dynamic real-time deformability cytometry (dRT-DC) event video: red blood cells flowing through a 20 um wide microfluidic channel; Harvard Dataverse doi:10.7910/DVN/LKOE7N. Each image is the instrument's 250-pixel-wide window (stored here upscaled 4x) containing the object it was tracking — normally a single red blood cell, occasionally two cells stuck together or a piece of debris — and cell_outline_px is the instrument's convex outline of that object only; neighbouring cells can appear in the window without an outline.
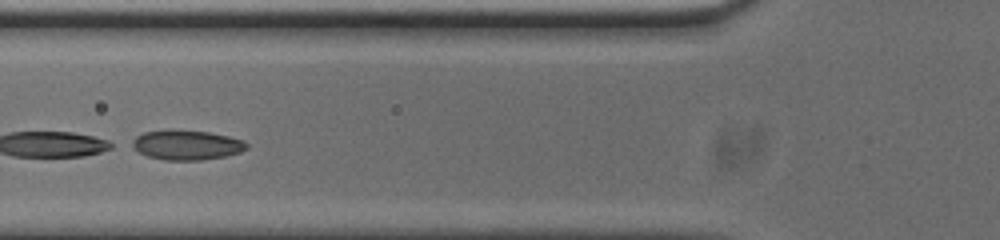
{"species": "common noctule bat (a hibernating species)", "species_latin": "Nyctalus noctula", "temperature_condition": "cold", "stored_images_in_passage": 26, "camera_frame_rate_fps": 3000, "um_per_image_px": 0.085, "animal": {"sex": "male", "body_mass_g": 20.0, "forearm_length_mm": 53.3}, "frame": {"image": 1, "passage_image": 8, "time_ms": 2.333, "image_size_px": [1000, 240], "cell_outline_px": [[248, 148], [240, 152], [224, 156], [200, 160], [164, 160], [148, 156], [124, 144], [136, 136], [144, 132], [168, 128], [208, 132], [228, 136], [244, 140], [248, 144]], "centroid_in_image_um": [15.78, 12.3], "position_along_channel_um": 110.0, "area_um2": 20.35}}